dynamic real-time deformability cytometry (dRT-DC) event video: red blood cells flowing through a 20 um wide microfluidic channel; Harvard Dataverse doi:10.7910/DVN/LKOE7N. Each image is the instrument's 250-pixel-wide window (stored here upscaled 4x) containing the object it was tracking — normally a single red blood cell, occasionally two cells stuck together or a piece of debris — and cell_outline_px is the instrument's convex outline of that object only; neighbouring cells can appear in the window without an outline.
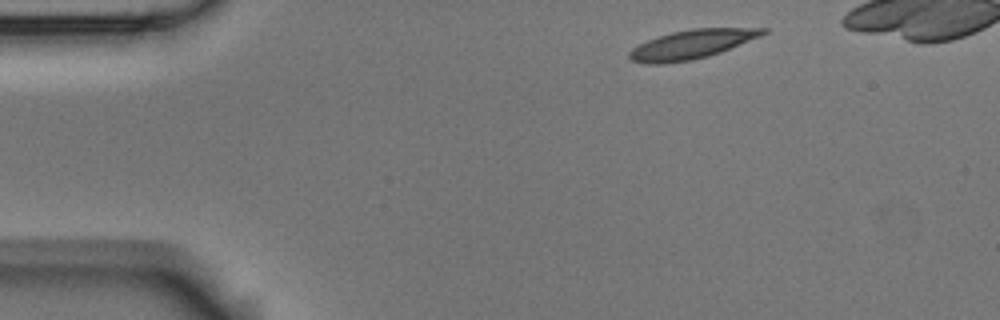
{"species": "Egyptian fruit bat (a non-hibernating species)", "species_latin": "Rousettus aegyptiacus", "temperature_condition": "room temperature", "stored_images_in_passage": 2, "camera_frame_rate_fps": 3000, "um_per_image_px": 0.085, "animal": {"sex": "male"}, "frame": {"image": 1, "passage_image": 1, "time_ms": 0.0, "image_size_px": [1000, 320], "cell_outline_px": [[768, 32], [760, 36], [720, 52], [708, 56], [692, 60], [660, 64], [648, 64], [628, 60], [628, 52], [632, 48], [648, 40], [672, 32], [692, 28], [768, 28]], "centroid_in_image_um": [58.76, 3.77], "position_along_channel_um": 26.2, "area_um2": 22.43}}